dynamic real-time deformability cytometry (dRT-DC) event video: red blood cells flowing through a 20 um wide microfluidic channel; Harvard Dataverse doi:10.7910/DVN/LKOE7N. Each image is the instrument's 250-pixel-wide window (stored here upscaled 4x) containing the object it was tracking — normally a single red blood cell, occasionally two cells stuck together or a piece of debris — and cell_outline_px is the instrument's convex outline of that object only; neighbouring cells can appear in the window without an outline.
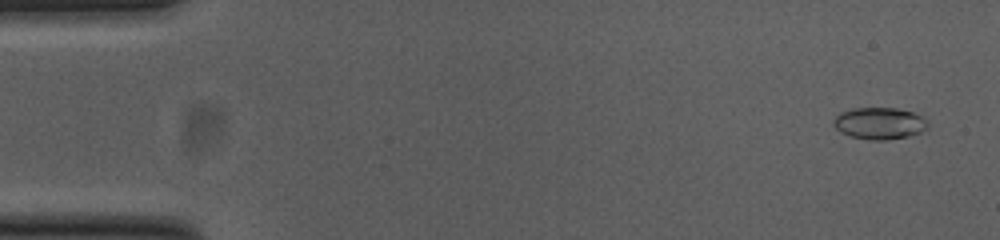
{"species": "common noctule bat (a hibernating species)", "species_latin": "Nyctalus noctula", "temperature_condition": "cold", "stored_images_in_passage": 54, "camera_frame_rate_fps": 3000, "um_per_image_px": 0.085, "animal": {"sex": "female", "body_mass_g": 23.0, "forearm_length_mm": 53.4}, "frame": {"image": 1, "passage_image": 3, "time_ms": 0.667, "image_size_px": [1000, 240], "cell_outline_px": [[928, 128], [920, 132], [908, 136], [888, 140], [868, 140], [848, 136], [840, 132], [832, 124], [832, 120], [840, 112], [852, 108], [896, 108], [912, 112], [928, 120]], "centroid_in_image_um": [74.72, 10.49], "position_along_channel_um": 10.3, "area_um2": 17.69}}
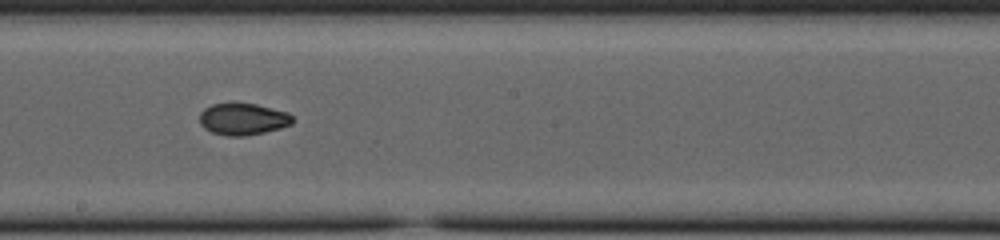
{"frame": {"image": 2, "passage_image": 30, "time_ms": 9.667, "image_size_px": [1000, 240], "cell_outline_px": [[292, 124], [280, 128], [264, 132], [244, 136], [228, 136], [212, 132], [204, 128], [200, 124], [200, 112], [204, 108], [212, 104], [232, 100], [256, 104], [288, 112], [292, 116]], "centroid_in_image_um": [20.61, 10.08], "position_along_channel_um": 227.6, "area_um2": 17.69}}
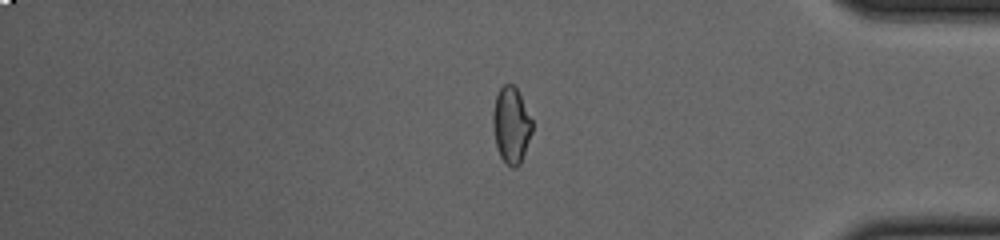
{"frame": {"image": 3, "passage_image": 45, "time_ms": 14.667, "image_size_px": [1000, 240], "cell_outline_px": [[532, 132], [520, 164], [516, 168], [512, 168], [500, 156], [496, 144], [492, 124], [492, 112], [496, 96], [500, 88], [504, 84], [512, 84], [516, 88], [532, 120]], "centroid_in_image_um": [43.44, 10.64], "position_along_channel_um": 391.8, "area_um2": 17.22}, "authors_computed_cell_mechanics": {"area_um2": 17.2822, "velocity_mm_per_s": 3.8151, "shape_relaxation_time_tau1_ms": null, "shape_relaxation_time_tau2_ms": 1.9133, "deformation_change_tau1": null, "deformation_change_tau2": 0.0543}}